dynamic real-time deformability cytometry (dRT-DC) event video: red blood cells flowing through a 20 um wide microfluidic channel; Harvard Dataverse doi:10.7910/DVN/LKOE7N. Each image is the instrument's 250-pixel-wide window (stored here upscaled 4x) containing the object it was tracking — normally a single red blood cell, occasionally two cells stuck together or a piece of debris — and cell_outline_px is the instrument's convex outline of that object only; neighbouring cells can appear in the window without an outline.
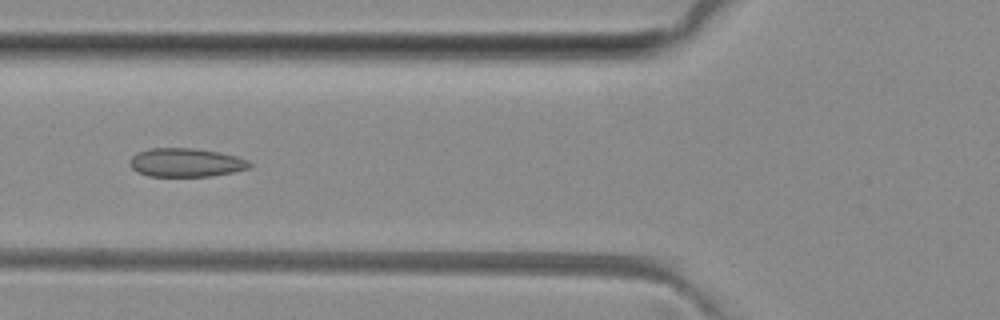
{"species": "common noctule bat (a hibernating species)", "species_latin": "Nyctalus noctula", "temperature_condition": "room temperature", "stored_images_in_passage": 3, "camera_frame_rate_fps": 3000, "um_per_image_px": 0.085, "animal": {"sex": "female", "body_mass_g": 29.2, "forearm_length_mm": 56.3}, "frame": {"image": 1, "passage_image": 2, "time_ms": 1.0, "image_size_px": [1000, 320], "cell_outline_px": [[252, 164], [248, 168], [232, 172], [212, 176], [148, 176], [136, 172], [132, 168], [132, 156], [136, 152], [148, 148], [192, 148], [220, 152], [236, 156], [248, 160]], "centroid_in_image_um": [15.8, 13.81], "position_along_channel_um": 110.0, "area_um2": 19.94}}
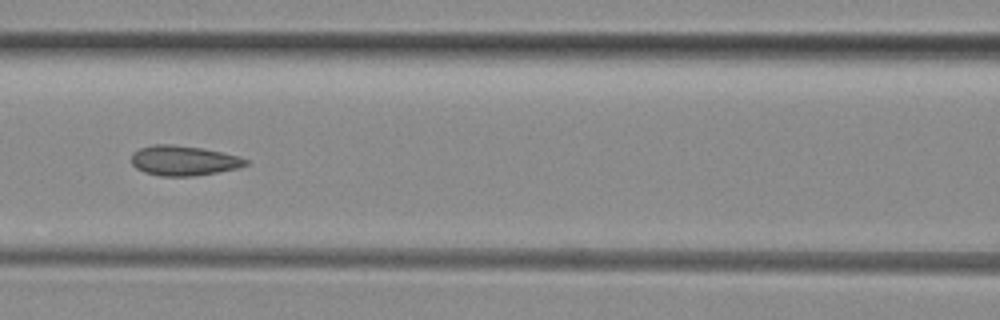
{"frame": {"image": 2, "passage_image": 3, "time_ms": 2.0, "image_size_px": [1000, 320], "cell_outline_px": [[248, 164], [236, 168], [216, 172], [192, 176], [160, 176], [144, 172], [136, 168], [132, 164], [132, 152], [140, 148], [152, 144], [172, 144], [204, 148], [240, 156], [248, 160]], "centroid_in_image_um": [15.59, 13.64], "position_along_channel_um": 151.0, "area_um2": 20.0}}